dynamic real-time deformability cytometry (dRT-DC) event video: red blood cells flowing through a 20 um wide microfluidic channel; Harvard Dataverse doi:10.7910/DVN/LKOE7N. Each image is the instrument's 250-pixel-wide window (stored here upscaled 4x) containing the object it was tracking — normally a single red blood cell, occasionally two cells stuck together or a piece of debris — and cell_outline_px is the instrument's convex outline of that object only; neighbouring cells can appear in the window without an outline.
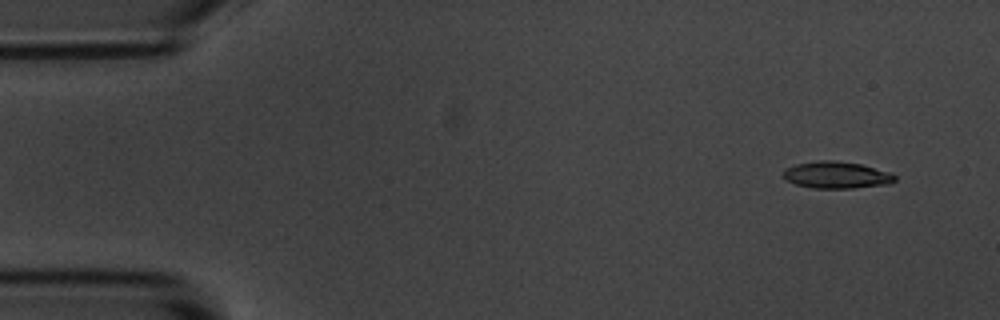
{"species": "common noctule bat (a hibernating species)", "species_latin": "Nyctalus noctula", "temperature_condition": "room temperature", "stored_images_in_passage": 4, "camera_frame_rate_fps": 3000, "um_per_image_px": 0.085, "animal": {"sex": "male", "body_mass_g": 20.1, "forearm_length_mm": 53.5}, "frame": {"image": 1, "passage_image": 1, "time_ms": 0.0, "image_size_px": [1000, 320], "cell_outline_px": [[896, 180], [888, 184], [852, 188], [812, 188], [796, 184], [780, 176], [784, 168], [796, 164], [820, 160], [832, 160], [860, 164], [888, 172], [896, 176]], "centroid_in_image_um": [71.05, 14.87], "position_along_channel_um": 14.0, "area_um2": 17.4}}
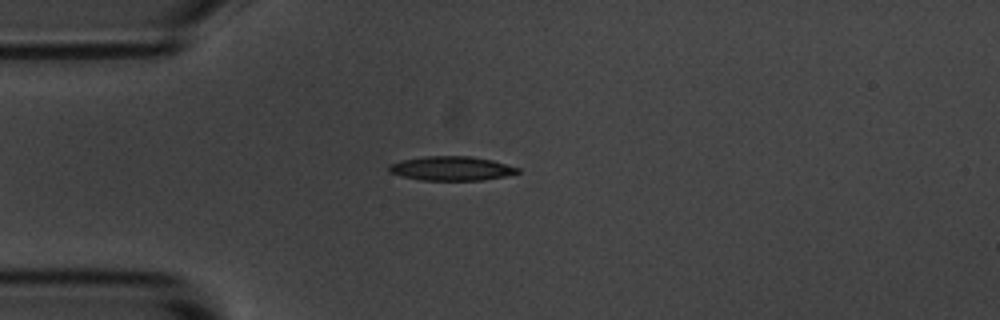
{"frame": {"image": 2, "passage_image": 4, "time_ms": 3.333, "image_size_px": [1000, 320], "cell_outline_px": [[520, 172], [504, 176], [480, 180], [420, 180], [388, 172], [388, 164], [400, 160], [424, 156], [472, 156], [492, 160], [520, 168]], "centroid_in_image_um": [38.34, 14.3], "position_along_channel_um": 46.7, "area_um2": 18.15}}